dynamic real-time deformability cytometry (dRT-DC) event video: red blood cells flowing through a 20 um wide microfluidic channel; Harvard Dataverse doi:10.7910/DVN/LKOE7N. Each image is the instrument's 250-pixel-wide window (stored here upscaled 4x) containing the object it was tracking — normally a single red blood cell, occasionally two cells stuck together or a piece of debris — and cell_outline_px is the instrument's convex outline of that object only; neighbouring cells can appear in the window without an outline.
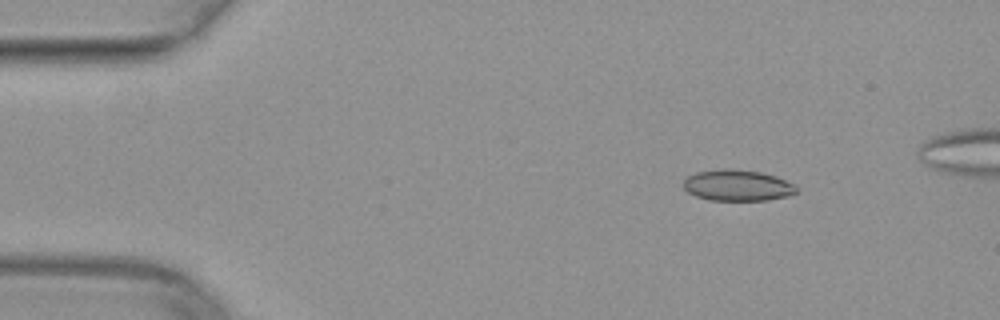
{"species": "common noctule bat (a hibernating species)", "species_latin": "Nyctalus noctula", "temperature_condition": "warm", "stored_images_in_passage": 43, "segment_of_instrument_passage": [1, 2], "camera_frame_rate_fps": 3000, "um_per_image_px": 0.085, "animal": {"sex": "female", "body_mass_g": 29.2, "forearm_length_mm": 56.3}, "frame": {"image": 1, "passage_image": 1, "time_ms": 0.0, "image_size_px": [1000, 320], "cell_outline_px": [[796, 192], [788, 196], [768, 200], [708, 200], [696, 196], [688, 192], [684, 188], [684, 180], [688, 176], [696, 172], [724, 168], [728, 168], [760, 172], [776, 176], [792, 184], [796, 188]], "centroid_in_image_um": [62.65, 15.76], "position_along_channel_um": 22.3, "area_um2": 20.35}}
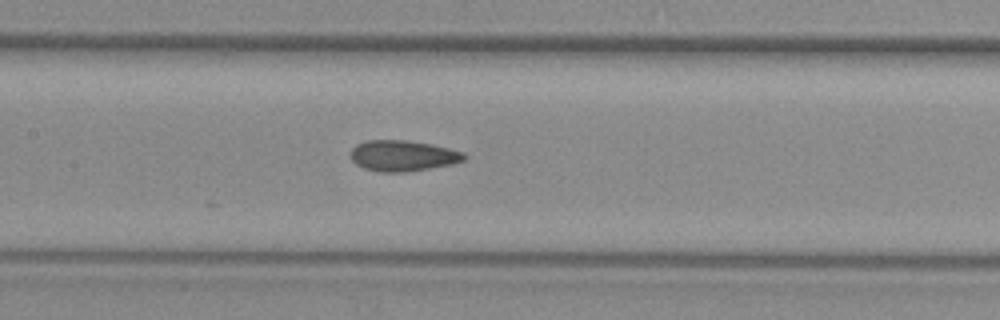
{"frame": {"image": 2, "passage_image": 18, "time_ms": 5.667, "image_size_px": [1000, 320], "cell_outline_px": [[468, 156], [464, 160], [452, 164], [404, 172], [380, 172], [364, 168], [356, 164], [352, 160], [352, 148], [356, 144], [368, 140], [408, 140], [432, 144], [464, 152]], "centroid_in_image_um": [34.26, 13.23], "position_along_channel_um": 173.1, "area_um2": 20.35}}
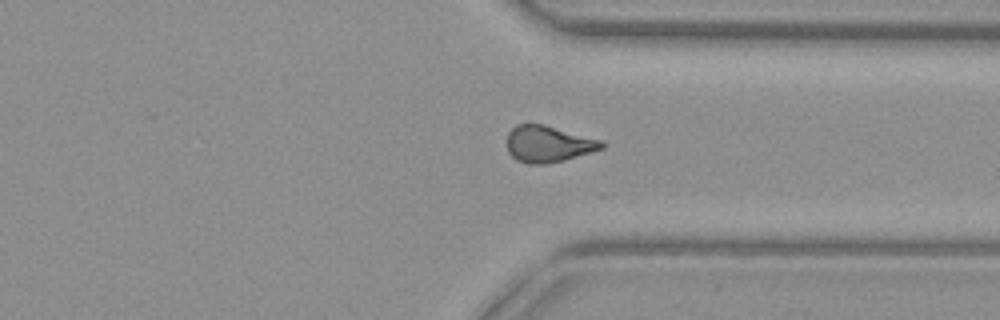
{"frame": {"image": 3, "passage_image": 32, "time_ms": 10.333, "image_size_px": [1000, 320], "cell_outline_px": [[604, 148], [564, 160], [544, 164], [528, 164], [516, 160], [508, 152], [508, 132], [516, 124], [544, 124], [600, 140], [604, 144]], "centroid_in_image_um": [46.57, 12.24], "position_along_channel_um": 364.8, "area_um2": 19.94}}